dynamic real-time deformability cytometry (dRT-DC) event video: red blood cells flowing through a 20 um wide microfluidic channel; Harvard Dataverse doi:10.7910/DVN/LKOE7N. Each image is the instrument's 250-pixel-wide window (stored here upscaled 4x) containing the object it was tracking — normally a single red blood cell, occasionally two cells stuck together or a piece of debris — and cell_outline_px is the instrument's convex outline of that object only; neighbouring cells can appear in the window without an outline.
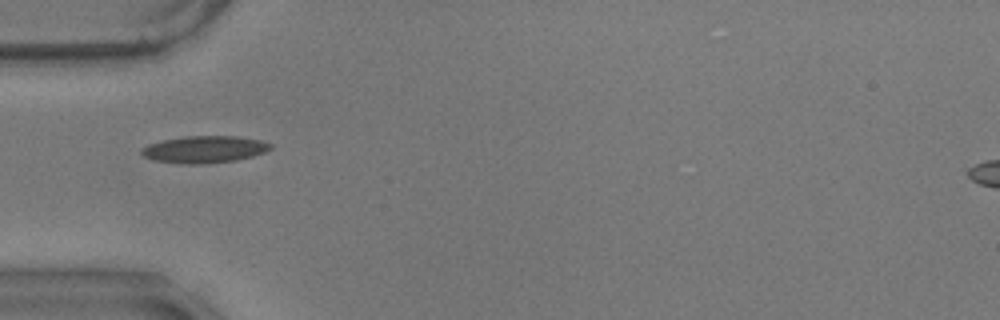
{"species": "common noctule bat (a hibernating species)", "species_latin": "Nyctalus noctula", "temperature_condition": "warm", "stored_images_in_passage": 3, "camera_frame_rate_fps": 3000, "um_per_image_px": 0.085, "animal": {"sex": "male", "body_mass_g": 17.9}, "frame": {"image": 1, "passage_image": 1, "time_ms": 0.0, "image_size_px": [1000, 320], "cell_outline_px": [[272, 148], [264, 152], [252, 156], [236, 160], [196, 164], [192, 164], [152, 160], [144, 156], [140, 152], [140, 148], [148, 144], [164, 140], [184, 136], [236, 136], [260, 140], [272, 144]], "centroid_in_image_um": [17.36, 12.68], "position_along_channel_um": 67.6, "area_um2": 20.11}}